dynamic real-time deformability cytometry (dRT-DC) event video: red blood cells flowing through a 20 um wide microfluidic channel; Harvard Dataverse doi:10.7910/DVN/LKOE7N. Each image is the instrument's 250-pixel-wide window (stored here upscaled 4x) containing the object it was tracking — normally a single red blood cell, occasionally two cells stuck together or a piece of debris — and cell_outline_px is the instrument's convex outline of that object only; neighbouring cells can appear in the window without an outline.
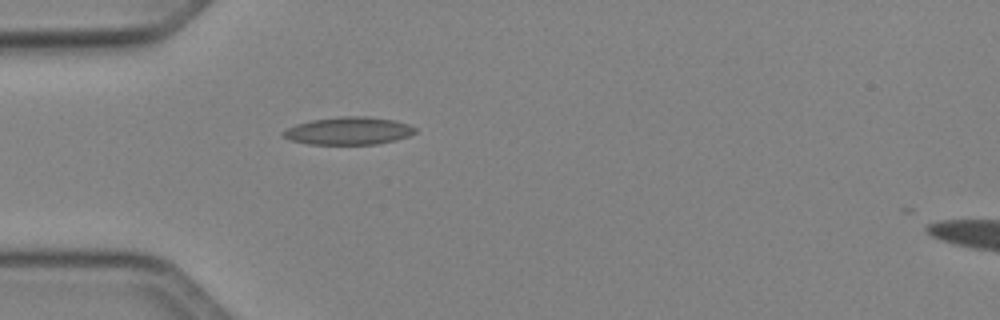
{"species": "Egyptian fruit bat (a non-hibernating species)", "species_latin": "Rousettus aegyptiacus", "temperature_condition": "cold", "stored_images_in_passage": 36, "camera_frame_rate_fps": 3000, "um_per_image_px": 0.085, "animal": {"sex": "female"}, "frame": {"image": 1, "passage_image": 1, "time_ms": 0.0, "image_size_px": [1000, 320], "cell_outline_px": [[416, 132], [408, 136], [396, 140], [376, 144], [308, 144], [292, 140], [284, 136], [280, 132], [296, 124], [312, 120], [340, 116], [368, 116], [396, 120], [408, 124], [416, 128]], "centroid_in_image_um": [29.66, 11.11], "position_along_channel_um": 55.3, "area_um2": 21.27}}
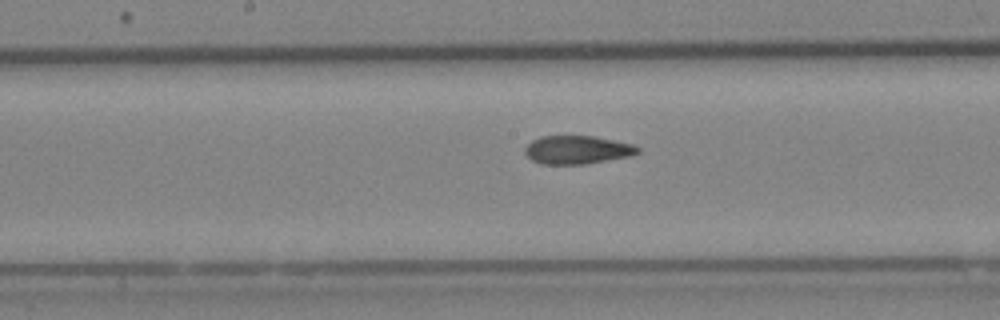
{"frame": {"image": 2, "passage_image": 12, "time_ms": 3.667, "image_size_px": [1000, 320], "cell_outline_px": [[640, 152], [632, 156], [584, 164], [540, 164], [532, 160], [524, 152], [524, 148], [532, 140], [540, 136], [596, 136], [632, 144], [640, 148]], "centroid_in_image_um": [49.07, 12.73], "position_along_channel_um": 199.1, "area_um2": 18.73}}
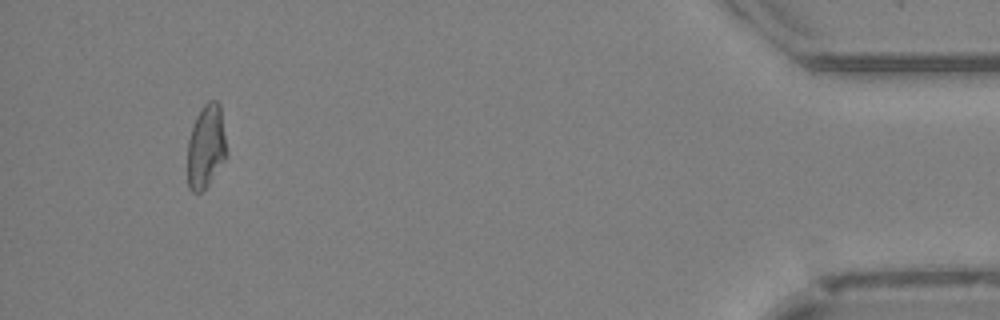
{"frame": {"image": 3, "passage_image": 33, "time_ms": 10.667, "image_size_px": [1000, 320], "cell_outline_px": [[228, 156], [208, 184], [200, 192], [192, 192], [188, 188], [188, 140], [196, 116], [200, 108], [208, 100], [216, 100], [220, 104], [228, 152]], "centroid_in_image_um": [17.53, 12.43], "position_along_channel_um": 417.7, "area_um2": 19.25}, "authors_computed_cell_mechanics": {"area_um2": 19.2185, "velocity_mm_per_s": 4.1151, "shape_relaxation_time_tau1_ms": null, "shape_relaxation_time_tau2_ms": 2.0825, "deformation_change_tau1": null, "deformation_change_tau2": 0.0839}}